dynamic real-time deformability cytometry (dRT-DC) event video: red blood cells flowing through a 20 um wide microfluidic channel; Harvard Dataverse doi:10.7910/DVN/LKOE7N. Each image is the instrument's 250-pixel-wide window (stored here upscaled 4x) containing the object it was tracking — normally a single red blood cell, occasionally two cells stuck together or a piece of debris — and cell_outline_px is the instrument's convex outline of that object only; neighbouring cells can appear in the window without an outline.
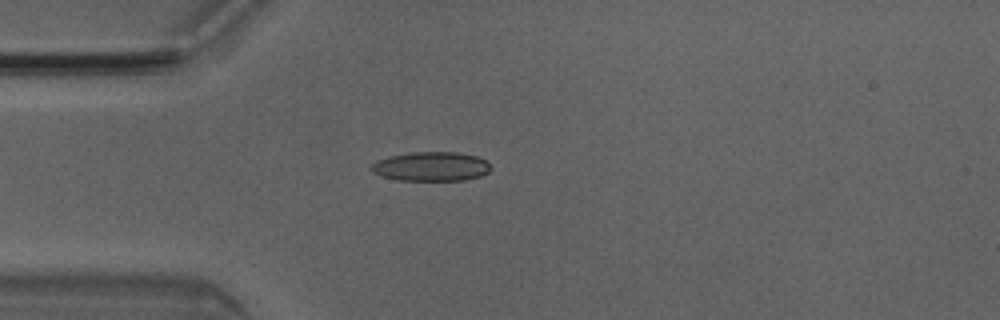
{"species": "Egyptian fruit bat (a non-hibernating species)", "species_latin": "Rousettus aegyptiacus", "temperature_condition": "room temperature", "stored_images_in_passage": 3, "camera_frame_rate_fps": 3000, "um_per_image_px": 0.085, "animal": {"sex": "male"}, "frame": {"image": 1, "passage_image": 3, "time_ms": 0.667, "image_size_px": [1000, 320], "cell_outline_px": [[492, 168], [488, 172], [480, 176], [464, 180], [396, 180], [372, 172], [368, 168], [376, 160], [388, 156], [408, 152], [460, 152], [476, 156], [484, 160]], "centroid_in_image_um": [36.61, 14.14], "position_along_channel_um": 48.4, "area_um2": 20.46}}